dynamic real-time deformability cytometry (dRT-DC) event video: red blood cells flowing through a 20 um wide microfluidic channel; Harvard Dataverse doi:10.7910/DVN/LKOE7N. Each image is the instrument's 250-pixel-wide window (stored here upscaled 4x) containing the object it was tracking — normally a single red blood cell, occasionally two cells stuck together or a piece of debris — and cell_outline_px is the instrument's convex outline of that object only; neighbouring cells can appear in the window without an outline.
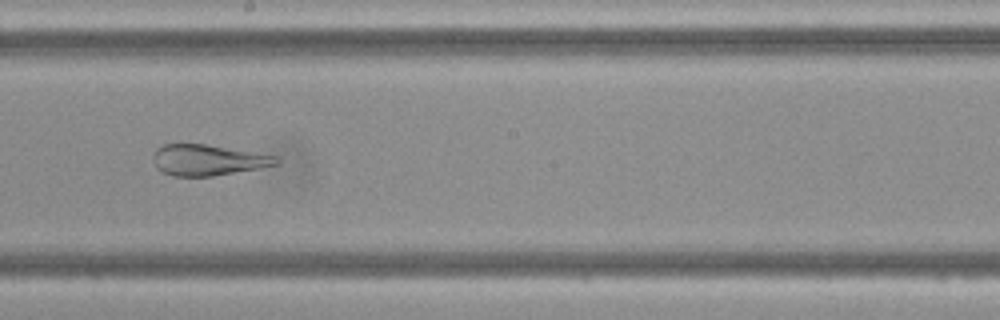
{"species": "Egyptian fruit bat (a non-hibernating species)", "species_latin": "Rousettus aegyptiacus", "temperature_condition": "cold", "stored_images_in_passage": 43, "camera_frame_rate_fps": 3000, "um_per_image_px": 0.085, "frame": {"image": 1, "passage_image": 21, "time_ms": 6.667, "image_size_px": [1000, 320], "cell_outline_px": [[280, 164], [260, 168], [212, 176], [172, 176], [156, 168], [152, 160], [152, 156], [156, 148], [164, 144], [204, 144], [276, 156], [280, 160]], "centroid_in_image_um": [17.64, 13.61], "position_along_channel_um": 230.6, "area_um2": 22.08}}
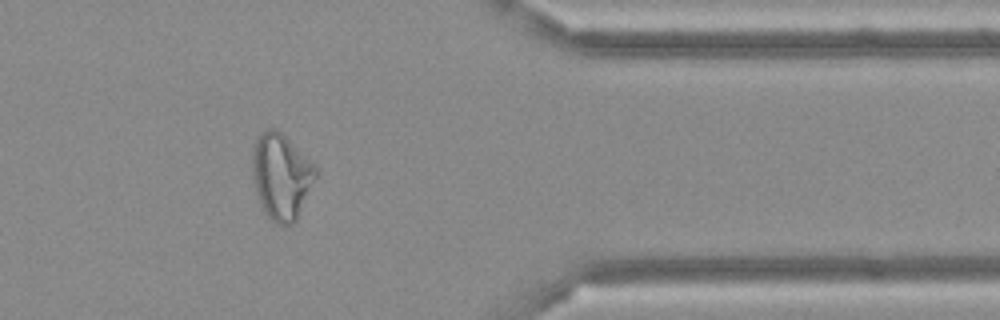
{"frame": {"image": 2, "passage_image": 34, "time_ms": 11.0, "image_size_px": [1000, 320], "cell_outline_px": [[316, 176], [296, 220], [292, 224], [276, 224], [268, 220], [264, 212], [256, 192], [252, 176], [252, 148], [256, 136], [260, 132], [268, 128], [276, 128], [312, 160], [316, 168]], "centroid_in_image_um": [23.87, 14.96], "position_along_channel_um": 387.5, "area_um2": 31.91}}
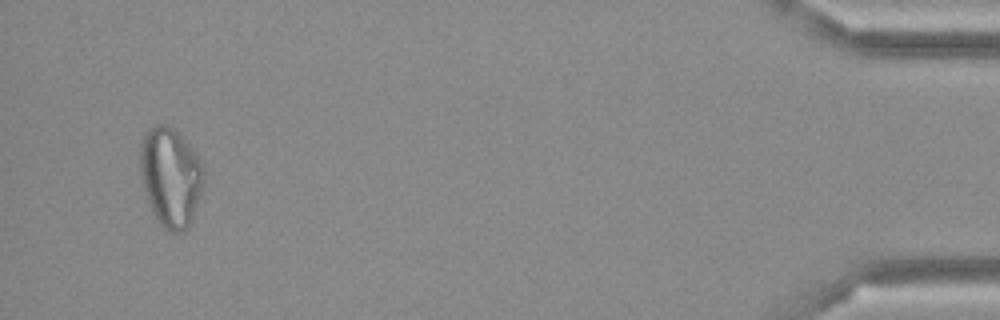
{"frame": {"image": 3, "passage_image": 41, "time_ms": 13.333, "image_size_px": [1000, 320], "cell_outline_px": [[204, 184], [188, 228], [184, 232], [172, 232], [164, 228], [156, 220], [152, 212], [140, 176], [140, 148], [144, 136], [148, 128], [156, 124], [168, 124], [196, 152], [204, 164]], "centroid_in_image_um": [14.51, 15.04], "position_along_channel_um": 420.7, "area_um2": 36.88}}